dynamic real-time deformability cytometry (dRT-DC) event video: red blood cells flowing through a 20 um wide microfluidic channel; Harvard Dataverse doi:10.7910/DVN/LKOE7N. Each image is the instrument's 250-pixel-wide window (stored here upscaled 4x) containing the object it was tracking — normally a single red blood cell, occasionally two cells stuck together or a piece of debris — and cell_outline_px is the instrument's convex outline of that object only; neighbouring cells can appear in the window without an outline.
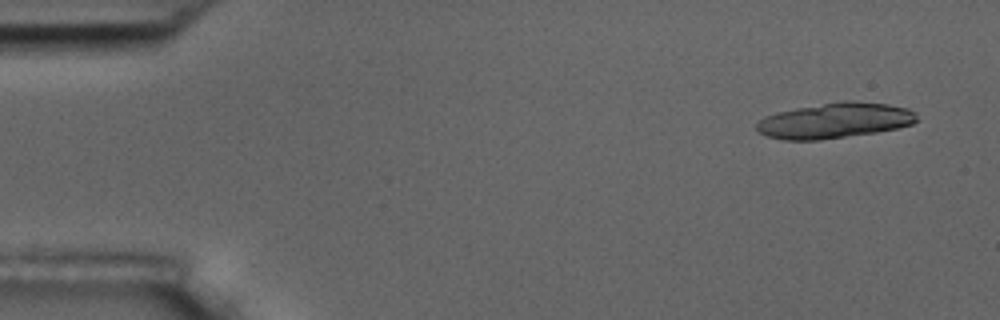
{"species": "common noctule bat (a hibernating species)", "species_latin": "Nyctalus noctula", "temperature_condition": "room temperature", "stored_images_in_passage": 8, "camera_frame_rate_fps": 3000, "um_per_image_px": 0.085, "animal": {"sex": "male", "body_mass_g": 17.5, "forearm_length_mm": 52.3}, "frame": {"image": 1, "passage_image": 1, "time_ms": 0.0, "image_size_px": [1000, 320], "cell_outline_px": [[916, 120], [912, 124], [896, 128], [876, 132], [816, 140], [784, 140], [768, 136], [760, 132], [756, 128], [756, 124], [764, 116], [776, 112], [796, 108], [844, 100], [852, 100], [888, 104], [908, 108], [916, 112]], "centroid_in_image_um": [70.95, 10.23], "position_along_channel_um": 14.0, "area_um2": 32.89}}
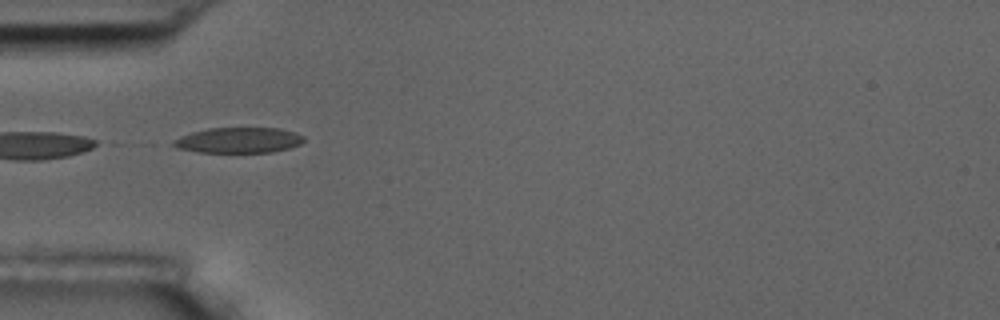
{"frame": {"image": 2, "passage_image": 5, "time_ms": 4.667, "image_size_px": [1000, 320], "cell_outline_px": [[304, 140], [300, 144], [288, 148], [272, 152], [196, 152], [176, 148], [168, 144], [180, 136], [192, 132], [208, 128], [280, 128], [296, 132], [304, 136]], "centroid_in_image_um": [20.25, 11.91], "position_along_channel_um": 64.8, "area_um2": 19.54}}
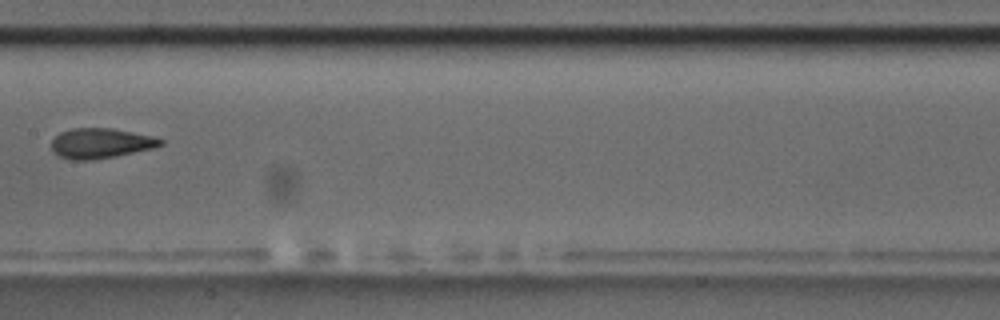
{"frame": {"image": 3, "passage_image": 8, "time_ms": 8.333, "image_size_px": [1000, 320], "cell_outline_px": [[164, 144], [152, 148], [92, 160], [72, 160], [60, 156], [52, 152], [52, 140], [60, 132], [72, 128], [112, 128], [152, 136], [164, 140]], "centroid_in_image_um": [8.53, 12.17], "position_along_channel_um": 198.9, "area_um2": 18.9}}